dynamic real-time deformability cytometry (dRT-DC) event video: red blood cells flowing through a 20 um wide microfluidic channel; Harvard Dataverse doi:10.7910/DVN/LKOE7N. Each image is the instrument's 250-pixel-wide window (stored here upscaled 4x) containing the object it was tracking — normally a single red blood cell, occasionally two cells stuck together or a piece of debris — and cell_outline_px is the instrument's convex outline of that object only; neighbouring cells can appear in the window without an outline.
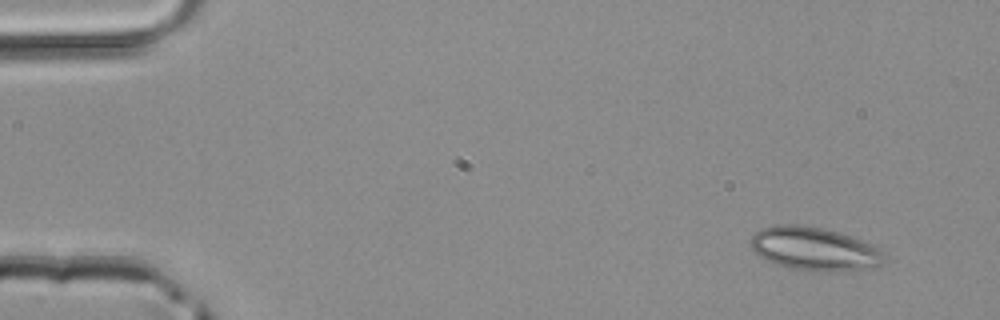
{"species": "common noctule bat (a hibernating species)", "species_latin": "Nyctalus noctula", "temperature_condition": "room temperature", "stored_images_in_passage": 3, "camera_frame_rate_fps": 3000, "um_per_image_px": 0.085, "animal": {"sex": "male", "body_mass_g": 20.4}, "frame": {"image": 1, "passage_image": 1, "time_ms": 0.0, "image_size_px": [1000, 320], "cell_outline_px": [[884, 260], [880, 264], [872, 268], [796, 268], [780, 264], [768, 260], [760, 256], [748, 244], [752, 236], [760, 228], [776, 224], [796, 224], [820, 228], [836, 232], [864, 240], [880, 248], [884, 256]], "centroid_in_image_um": [69.18, 21.07], "position_along_channel_um": 15.8, "area_um2": 32.31}}